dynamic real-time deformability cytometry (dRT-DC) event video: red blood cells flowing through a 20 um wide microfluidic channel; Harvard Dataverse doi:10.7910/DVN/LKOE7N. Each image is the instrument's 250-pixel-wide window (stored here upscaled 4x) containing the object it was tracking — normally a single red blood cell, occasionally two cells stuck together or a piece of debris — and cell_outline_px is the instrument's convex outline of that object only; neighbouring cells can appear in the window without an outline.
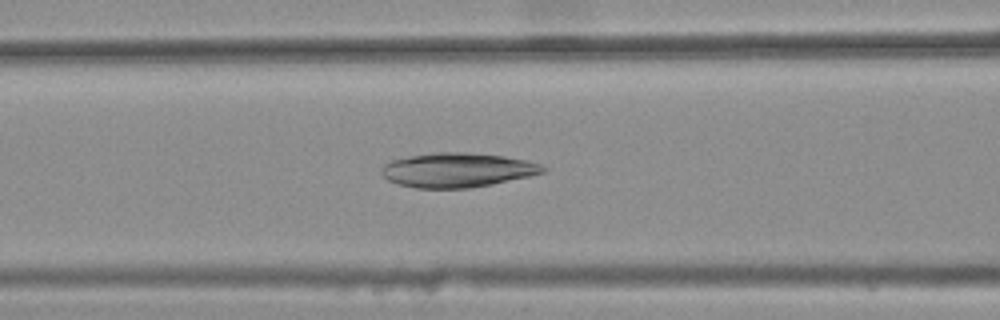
{"species": "common noctule bat (a hibernating species)", "species_latin": "Nyctalus noctula", "temperature_condition": "warm", "stored_images_in_passage": 44, "camera_frame_rate_fps": 3000, "um_per_image_px": 0.085, "animal": {"sex": "female", "body_mass_g": 25.1}, "frame": {"image": 1, "passage_image": 21, "time_ms": 6.667, "image_size_px": [1000, 320], "cell_outline_px": [[548, 168], [544, 172], [528, 176], [492, 184], [468, 188], [416, 188], [396, 184], [388, 180], [380, 172], [380, 168], [384, 164], [392, 160], [412, 156], [436, 152], [464, 152], [504, 156], [524, 160], [540, 164]], "centroid_in_image_um": [38.84, 14.46], "position_along_channel_um": 127.8, "area_um2": 32.19}}
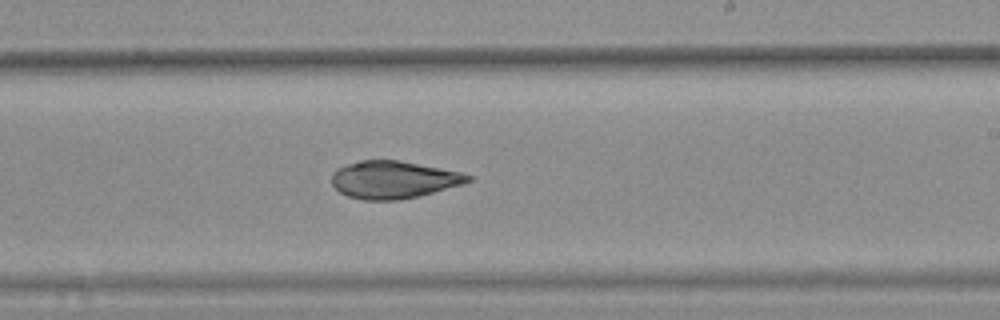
{"frame": {"image": 2, "passage_image": 31, "time_ms": 10.0, "image_size_px": [1000, 320], "cell_outline_px": [[476, 176], [472, 180], [464, 184], [420, 196], [396, 200], [364, 200], [348, 196], [340, 192], [332, 184], [332, 172], [336, 168], [360, 160], [400, 160], [460, 172]], "centroid_in_image_um": [33.48, 15.27], "position_along_channel_um": 255.5, "area_um2": 29.94}}
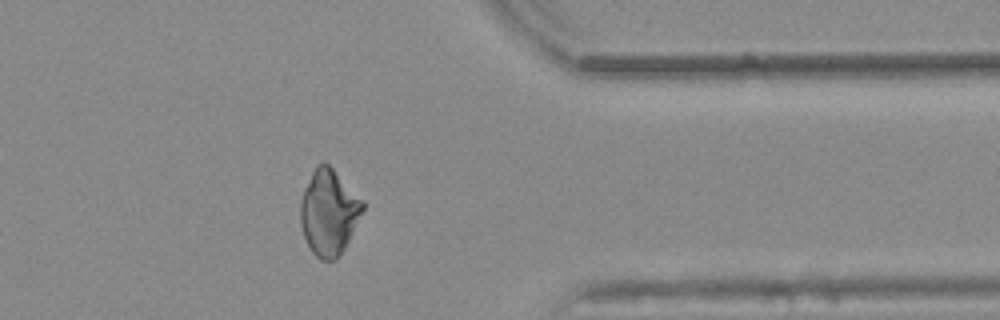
{"frame": {"image": 3, "passage_image": 42, "time_ms": 13.667, "image_size_px": [1000, 320], "cell_outline_px": [[364, 208], [344, 248], [336, 260], [320, 260], [312, 252], [304, 236], [300, 224], [300, 200], [304, 188], [316, 164], [324, 160], [364, 200]], "centroid_in_image_um": [27.93, 18.02], "position_along_channel_um": 383.5, "area_um2": 30.98}}